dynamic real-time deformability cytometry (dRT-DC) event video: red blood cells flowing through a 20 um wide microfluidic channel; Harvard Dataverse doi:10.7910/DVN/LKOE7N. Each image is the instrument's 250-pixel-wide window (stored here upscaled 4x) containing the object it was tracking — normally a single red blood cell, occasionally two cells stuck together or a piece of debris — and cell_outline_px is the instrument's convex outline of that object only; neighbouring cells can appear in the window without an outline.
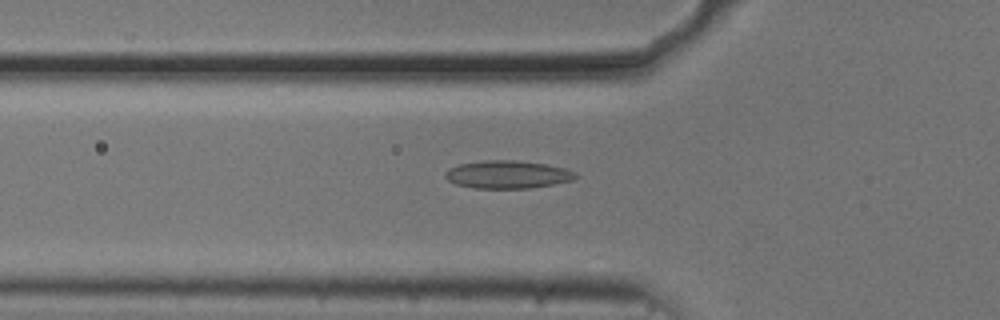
{"species": "common noctule bat (a hibernating species)", "species_latin": "Nyctalus noctula", "temperature_condition": "cold", "stored_images_in_passage": 54, "camera_frame_rate_fps": 3000, "um_per_image_px": 0.085, "animal": {"sex": "male", "body_mass_g": 20.5, "forearm_length_mm": 52.5}, "frame": {"image": 1, "passage_image": 18, "time_ms": 5.667, "image_size_px": [1000, 320], "cell_outline_px": [[580, 176], [572, 180], [552, 184], [528, 188], [476, 188], [456, 184], [448, 180], [444, 176], [444, 172], [448, 168], [460, 164], [484, 160], [516, 160], [544, 164], [568, 168], [576, 172]], "centroid_in_image_um": [43.15, 14.82], "position_along_channel_um": 82.6, "area_um2": 21.21}}
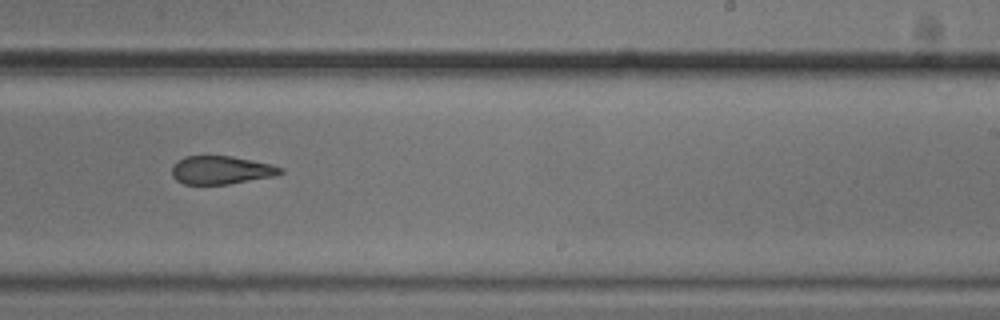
{"frame": {"image": 2, "passage_image": 33, "time_ms": 10.667, "image_size_px": [1000, 320], "cell_outline_px": [[284, 172], [272, 176], [228, 184], [184, 184], [176, 180], [172, 176], [172, 164], [176, 160], [184, 156], [232, 156], [272, 164], [284, 168]], "centroid_in_image_um": [18.76, 14.44], "position_along_channel_um": 270.2, "area_um2": 17.92}}
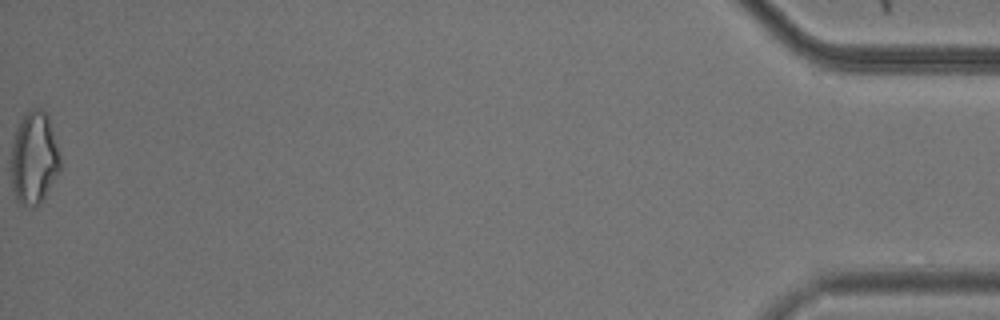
{"frame": {"image": 3, "passage_image": 54, "time_ms": 17.667, "image_size_px": [1000, 320], "cell_outline_px": [[64, 160], [60, 172], [40, 204], [32, 208], [20, 204], [16, 200], [12, 188], [12, 144], [16, 128], [20, 120], [32, 108], [44, 108], [48, 116]], "centroid_in_image_um": [2.95, 13.45], "position_along_channel_um": 432.3, "area_um2": 27.22}, "authors_computed_cell_mechanics": {"area_um2": 20.5768, "velocity_mm_per_s": 3.7407, "shape_relaxation_time_tau1_ms": 6.4978, "shape_relaxation_time_tau2_ms": 4.292, "deformation_change_tau1": 0.1327, "deformation_change_tau2": 0.1194}}